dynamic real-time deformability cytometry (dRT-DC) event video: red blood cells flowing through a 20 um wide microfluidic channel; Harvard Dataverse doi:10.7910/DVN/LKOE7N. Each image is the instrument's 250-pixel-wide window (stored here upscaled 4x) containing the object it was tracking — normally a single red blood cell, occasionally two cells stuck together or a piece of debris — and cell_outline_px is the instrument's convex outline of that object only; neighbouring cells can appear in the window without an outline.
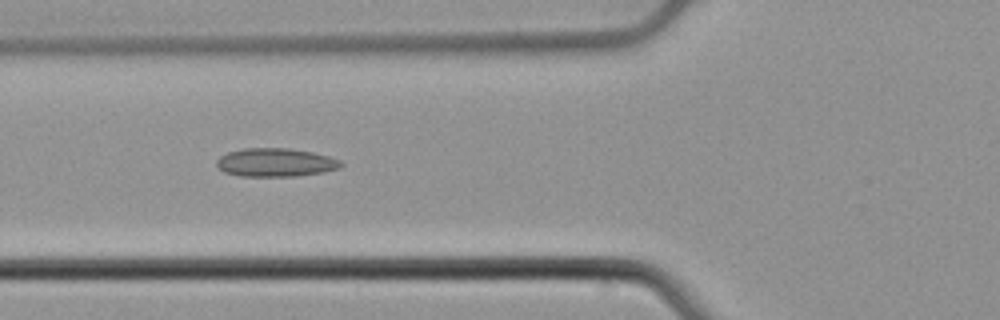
{"species": "common noctule bat (a hibernating species)", "species_latin": "Nyctalus noctula", "temperature_condition": "cold", "stored_images_in_passage": 6, "camera_frame_rate_fps": 3000, "um_per_image_px": 0.085, "animal": {"sex": "male", "body_mass_g": 21.5, "forearm_length_mm": 52.0}, "frame": {"image": 1, "passage_image": 5, "time_ms": 1.333, "image_size_px": [1000, 320], "cell_outline_px": [[344, 164], [340, 168], [324, 172], [296, 176], [240, 176], [224, 172], [216, 164], [216, 160], [220, 156], [228, 152], [244, 148], [292, 148], [312, 152], [328, 156], [340, 160]], "centroid_in_image_um": [23.44, 13.8], "position_along_channel_um": 102.4, "area_um2": 20.69}}
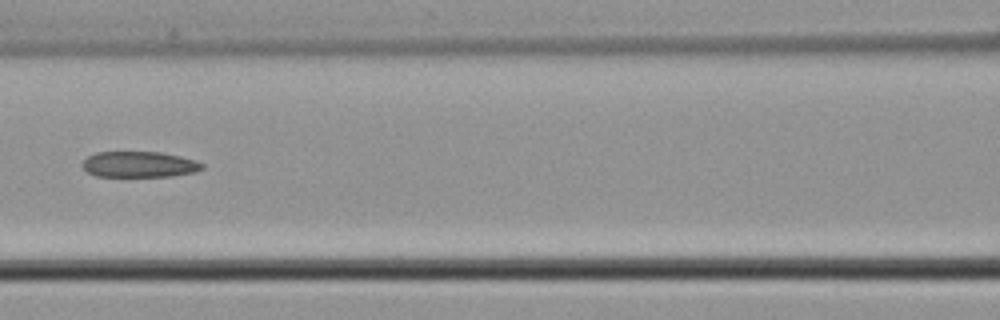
{"frame": {"image": 2, "passage_image": 6, "time_ms": 1.667, "image_size_px": [1000, 320], "cell_outline_px": [[204, 168], [196, 172], [172, 176], [96, 176], [88, 172], [84, 168], [84, 160], [88, 156], [96, 152], [160, 152], [180, 156], [196, 160], [204, 164]], "centroid_in_image_um": [11.89, 13.97], "position_along_channel_um": 154.7, "area_um2": 17.98}}